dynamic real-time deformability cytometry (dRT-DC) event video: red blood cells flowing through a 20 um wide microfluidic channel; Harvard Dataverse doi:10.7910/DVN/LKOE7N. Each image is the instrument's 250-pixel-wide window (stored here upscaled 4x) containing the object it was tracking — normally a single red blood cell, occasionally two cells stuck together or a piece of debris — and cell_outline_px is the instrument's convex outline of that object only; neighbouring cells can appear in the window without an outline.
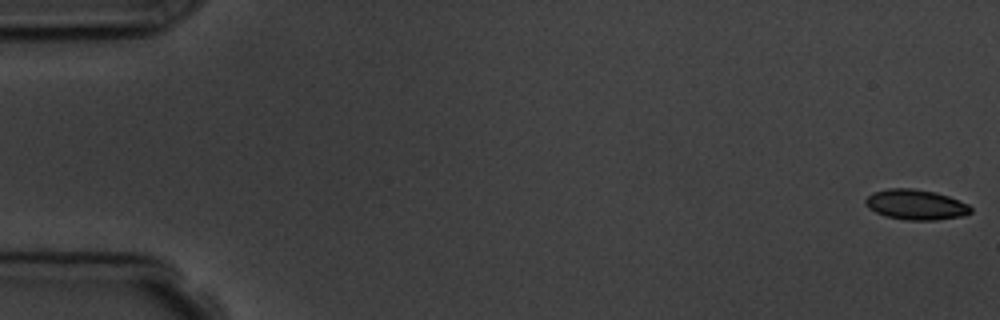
{"species": "common noctule bat (a hibernating species)", "species_latin": "Nyctalus noctula", "temperature_condition": "room temperature", "stored_images_in_passage": 5, "camera_frame_rate_fps": 3000, "um_per_image_px": 0.085, "animal": {"sex": "male", "body_mass_g": 19.5, "forearm_length_mm": 54.6}, "frame": {"image": 1, "passage_image": 1, "time_ms": 0.0, "image_size_px": [1000, 320], "cell_outline_px": [[972, 212], [964, 216], [936, 220], [908, 220], [884, 216], [868, 208], [864, 200], [872, 192], [888, 188], [912, 188], [936, 192], [948, 196], [968, 204], [972, 208]], "centroid_in_image_um": [77.84, 17.39], "position_along_channel_um": 7.2, "area_um2": 18.67}}
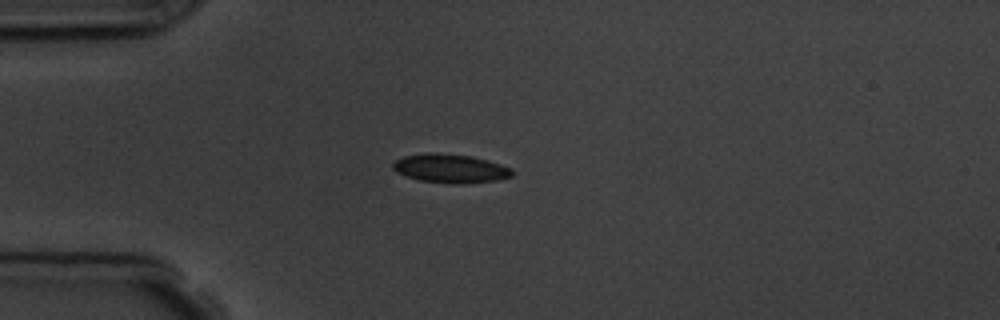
{"frame": {"image": 2, "passage_image": 5, "time_ms": 4.667, "image_size_px": [1000, 320], "cell_outline_px": [[512, 176], [496, 180], [464, 184], [452, 184], [420, 180], [396, 172], [392, 168], [392, 164], [396, 160], [404, 156], [428, 152], [436, 152], [472, 156], [500, 164], [512, 168]], "centroid_in_image_um": [38.27, 14.31], "position_along_channel_um": 46.7, "area_um2": 20.0}}